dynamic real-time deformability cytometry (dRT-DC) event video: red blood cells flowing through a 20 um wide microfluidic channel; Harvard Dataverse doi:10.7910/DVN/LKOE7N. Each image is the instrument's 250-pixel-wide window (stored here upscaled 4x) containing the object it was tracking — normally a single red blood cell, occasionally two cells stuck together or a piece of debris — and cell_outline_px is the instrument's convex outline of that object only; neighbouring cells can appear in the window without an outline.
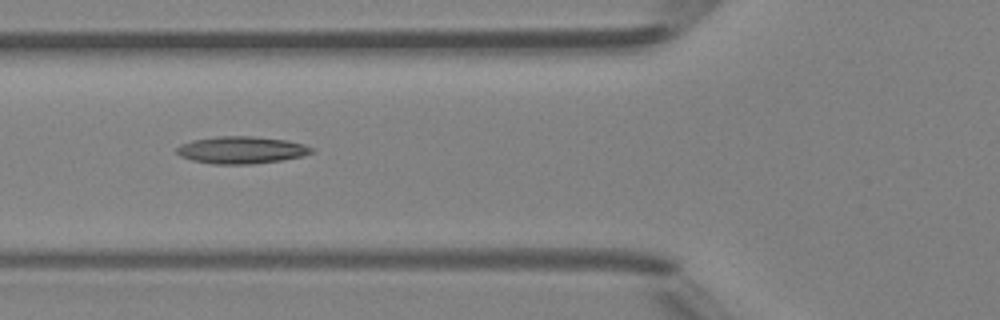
{"species": "Egyptian fruit bat (a non-hibernating species)", "species_latin": "Rousettus aegyptiacus", "temperature_condition": "room temperature", "stored_images_in_passage": 2, "camera_frame_rate_fps": 3000, "um_per_image_px": 0.085, "animal": {"sex": "female"}, "frame": {"image": 1, "passage_image": 2, "time_ms": 1.0, "image_size_px": [1000, 320], "cell_outline_px": [[316, 152], [300, 156], [280, 160], [252, 164], [212, 164], [192, 160], [180, 156], [176, 152], [176, 148], [180, 144], [192, 140], [216, 136], [252, 136], [288, 140], [304, 144], [312, 148]], "centroid_in_image_um": [20.5, 12.74], "position_along_channel_um": 105.3, "area_um2": 21.44}}